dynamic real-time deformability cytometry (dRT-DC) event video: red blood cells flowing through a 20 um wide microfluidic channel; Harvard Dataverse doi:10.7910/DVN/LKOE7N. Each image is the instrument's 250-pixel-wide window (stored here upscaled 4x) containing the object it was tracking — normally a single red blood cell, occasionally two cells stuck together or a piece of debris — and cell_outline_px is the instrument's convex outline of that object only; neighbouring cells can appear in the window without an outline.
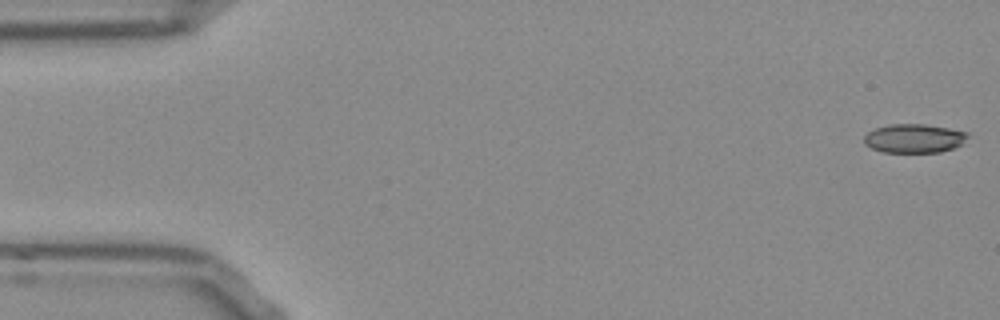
{"species": "Egyptian fruit bat (a non-hibernating species)", "species_latin": "Rousettus aegyptiacus", "temperature_condition": "room temperature", "stored_images_in_passage": 8, "camera_frame_rate_fps": 3000, "um_per_image_px": 0.085, "frame": {"image": 1, "passage_image": 1, "time_ms": 0.0, "image_size_px": [1000, 320], "cell_outline_px": [[968, 136], [964, 144], [940, 152], [884, 152], [872, 148], [864, 144], [864, 136], [868, 132], [876, 128], [892, 124], [924, 124], [948, 128], [968, 132]], "centroid_in_image_um": [77.72, 11.76], "position_along_channel_um": 7.3, "area_um2": 17.4}}